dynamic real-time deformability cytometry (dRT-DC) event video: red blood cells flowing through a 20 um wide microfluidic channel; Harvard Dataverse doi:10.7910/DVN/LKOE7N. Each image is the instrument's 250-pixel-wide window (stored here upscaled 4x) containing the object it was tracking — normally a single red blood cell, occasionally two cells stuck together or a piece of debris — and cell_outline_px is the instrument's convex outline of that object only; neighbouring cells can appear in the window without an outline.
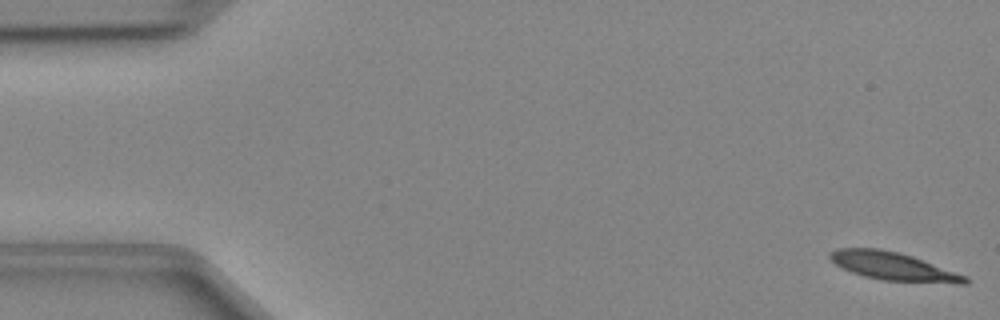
{"species": "Egyptian fruit bat (a non-hibernating species)", "species_latin": "Rousettus aegyptiacus", "temperature_condition": "cold", "stored_images_in_passage": 48, "camera_frame_rate_fps": 3000, "um_per_image_px": 0.085, "animal": {"sex": "female"}, "frame": {"image": 1, "passage_image": 1, "time_ms": 0.0, "image_size_px": [1000, 320], "cell_outline_px": [[972, 280], [968, 284], [956, 284], [880, 280], [864, 276], [852, 272], [836, 264], [828, 256], [828, 252], [836, 248], [880, 248], [900, 252], [912, 256], [968, 276]], "centroid_in_image_um": [75.98, 22.64], "position_along_channel_um": 9.0, "area_um2": 22.43}}
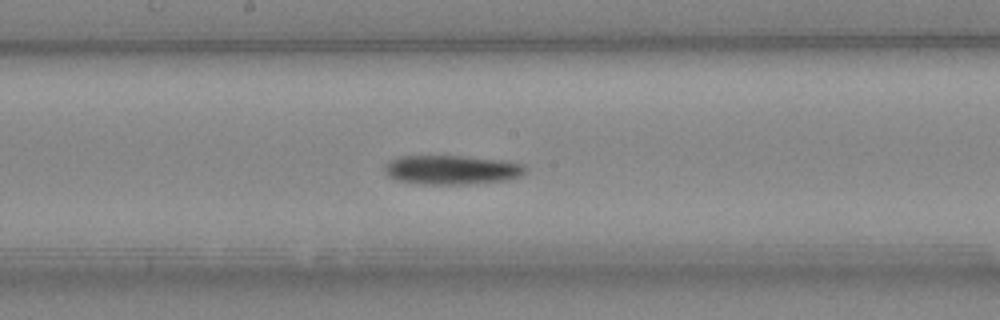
{"frame": {"image": 2, "passage_image": 25, "time_ms": 8.0, "image_size_px": [1000, 320], "cell_outline_px": [[524, 172], [520, 176], [504, 180], [468, 184], [420, 184], [396, 180], [388, 176], [384, 172], [384, 164], [400, 156], [460, 156], [500, 160], [520, 164], [524, 168]], "centroid_in_image_um": [38.3, 14.44], "position_along_channel_um": 209.9, "area_um2": 23.64}}
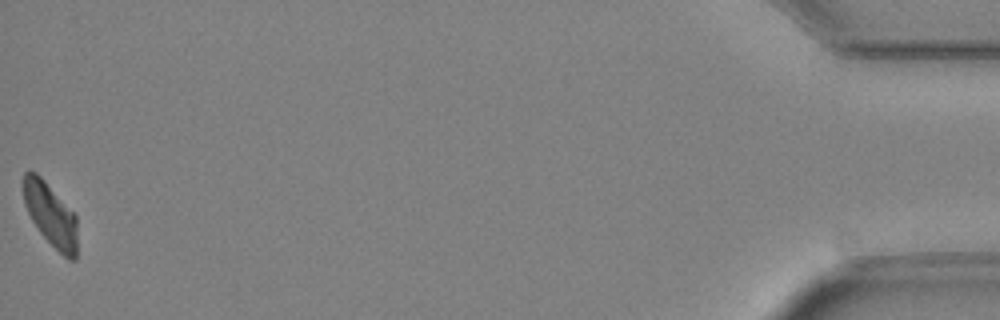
{"frame": {"image": 3, "passage_image": 48, "time_ms": 15.667, "image_size_px": [1000, 320], "cell_outline_px": [[76, 260], [68, 260], [40, 232], [32, 220], [24, 204], [20, 184], [24, 172], [36, 172], [44, 180], [76, 216]], "centroid_in_image_um": [4.24, 18.21], "position_along_channel_um": 431.0, "area_um2": 19.71}}